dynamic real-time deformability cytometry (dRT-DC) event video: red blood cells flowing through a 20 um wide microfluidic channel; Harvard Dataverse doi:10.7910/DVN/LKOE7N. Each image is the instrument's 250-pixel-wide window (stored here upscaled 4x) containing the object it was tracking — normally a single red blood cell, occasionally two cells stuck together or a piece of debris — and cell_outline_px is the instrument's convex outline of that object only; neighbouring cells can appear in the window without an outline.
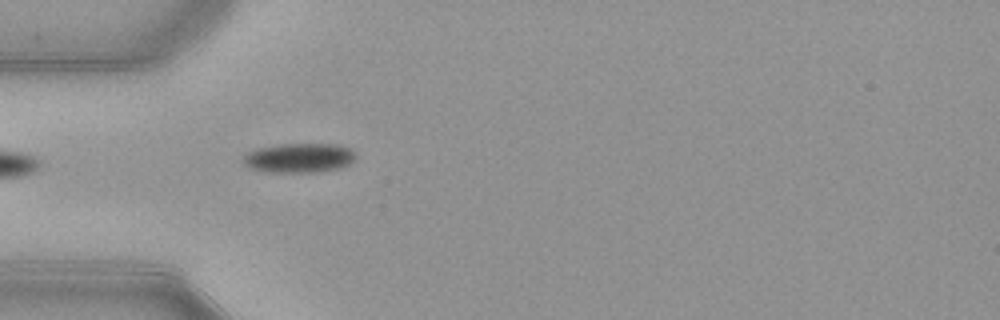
{"species": "common noctule bat (a hibernating species)", "species_latin": "Nyctalus noctula", "temperature_condition": "warm", "stored_images_in_passage": 37, "camera_frame_rate_fps": 3000, "um_per_image_px": 0.085, "animal": {"sex": "female", "body_mass_g": 21.9}, "frame": {"image": 1, "passage_image": 1, "time_ms": 0.0, "image_size_px": [1000, 320], "cell_outline_px": [[356, 156], [348, 164], [340, 168], [320, 172], [264, 172], [248, 168], [240, 160], [248, 152], [256, 148], [280, 144], [340, 144], [348, 148]], "centroid_in_image_um": [25.36, 13.43], "position_along_channel_um": 59.6, "area_um2": 19.48}}
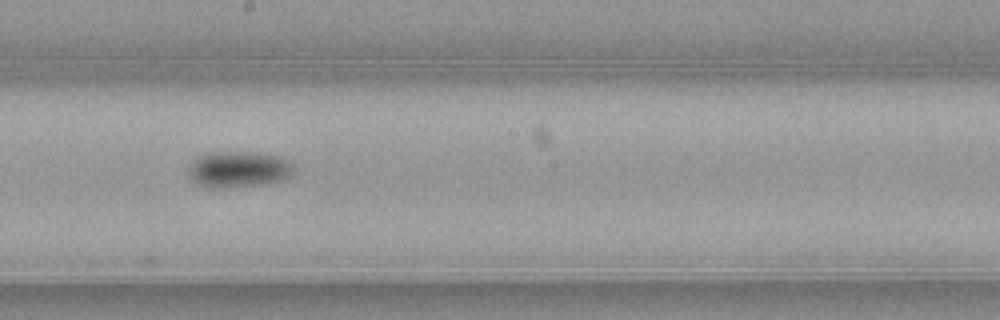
{"frame": {"image": 2, "passage_image": 14, "time_ms": 4.333, "image_size_px": [1000, 320], "cell_outline_px": [[296, 168], [288, 176], [280, 180], [260, 184], [228, 188], [208, 188], [196, 184], [188, 176], [188, 168], [192, 160], [196, 156], [208, 152], [260, 152], [280, 156], [288, 160]], "centroid_in_image_um": [20.22, 14.38], "position_along_channel_um": 228.0, "area_um2": 22.6}}
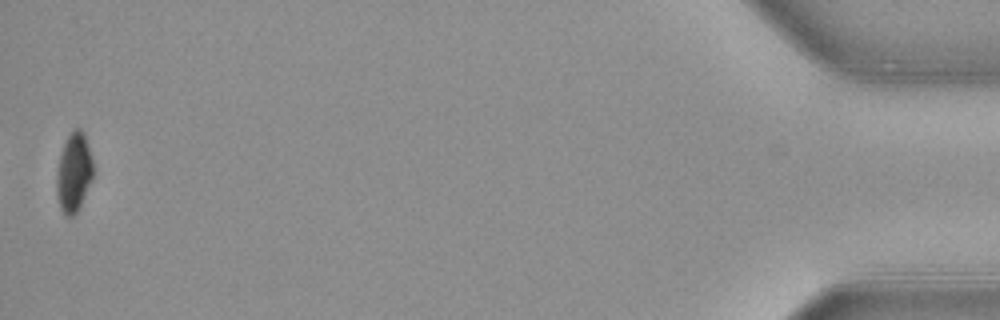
{"frame": {"image": 3, "passage_image": 37, "time_ms": 12.0, "image_size_px": [1000, 320], "cell_outline_px": [[92, 180], [76, 212], [72, 216], [64, 216], [60, 208], [56, 196], [56, 172], [60, 156], [64, 144], [72, 128], [80, 128], [84, 132], [92, 160]], "centroid_in_image_um": [6.25, 14.65], "position_along_channel_um": 429.0, "area_um2": 16.76}, "authors_computed_cell_mechanics": {"area_um2": 19.941, "velocity_mm_per_s": 3.9217, "shape_relaxation_time_tau1_ms": 3.9941, "shape_relaxation_time_tau2_ms": null, "deformation_change_tau1": 0.1081, "deformation_change_tau2": null}}